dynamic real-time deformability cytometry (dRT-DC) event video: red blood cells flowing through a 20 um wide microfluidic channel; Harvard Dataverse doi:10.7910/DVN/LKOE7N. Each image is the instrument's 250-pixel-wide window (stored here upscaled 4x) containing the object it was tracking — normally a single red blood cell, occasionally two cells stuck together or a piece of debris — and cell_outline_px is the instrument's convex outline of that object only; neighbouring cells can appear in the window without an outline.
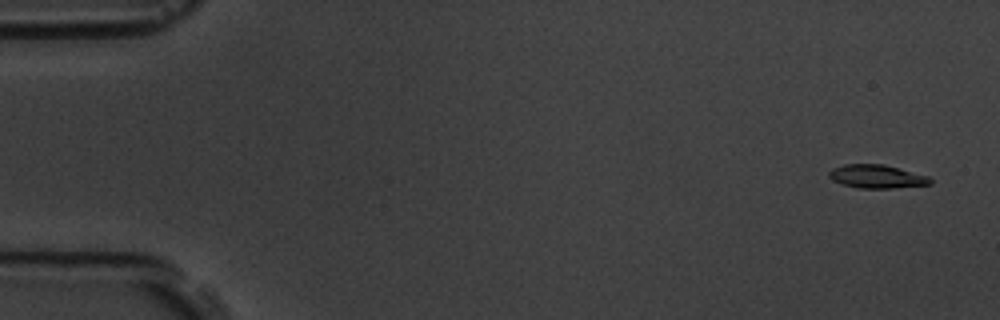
{"species": "common noctule bat (a hibernating species)", "species_latin": "Nyctalus noctula", "temperature_condition": "room temperature", "stored_images_in_passage": 5, "camera_frame_rate_fps": 3000, "um_per_image_px": 0.085, "animal": {"sex": "male", "body_mass_g": 19.5, "forearm_length_mm": 54.6}, "frame": {"image": 1, "passage_image": 1, "time_ms": 0.0, "image_size_px": [1000, 320], "cell_outline_px": [[932, 184], [892, 188], [856, 188], [832, 180], [828, 176], [828, 172], [832, 168], [844, 164], [884, 164], [928, 176], [932, 180]], "centroid_in_image_um": [74.51, 15.0], "position_along_channel_um": 10.5, "area_um2": 13.81}}
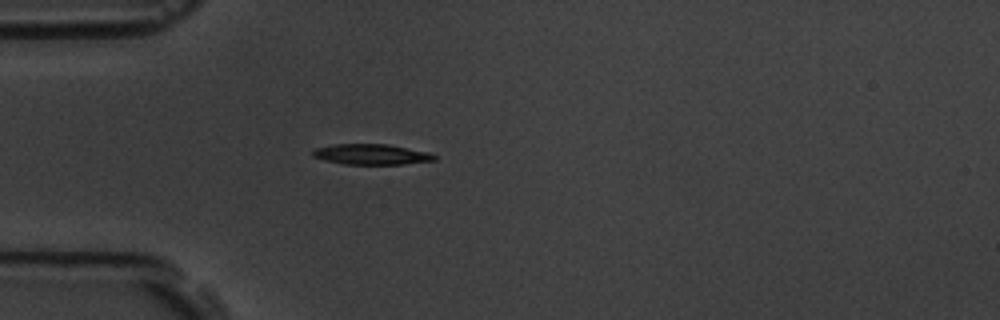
{"frame": {"image": 2, "passage_image": 5, "time_ms": 4.667, "image_size_px": [1000, 320], "cell_outline_px": [[436, 160], [404, 164], [344, 164], [324, 160], [312, 156], [312, 152], [316, 148], [332, 144], [388, 144], [428, 152], [436, 156]], "centroid_in_image_um": [31.56, 13.12], "position_along_channel_um": 53.4, "area_um2": 14.51}}